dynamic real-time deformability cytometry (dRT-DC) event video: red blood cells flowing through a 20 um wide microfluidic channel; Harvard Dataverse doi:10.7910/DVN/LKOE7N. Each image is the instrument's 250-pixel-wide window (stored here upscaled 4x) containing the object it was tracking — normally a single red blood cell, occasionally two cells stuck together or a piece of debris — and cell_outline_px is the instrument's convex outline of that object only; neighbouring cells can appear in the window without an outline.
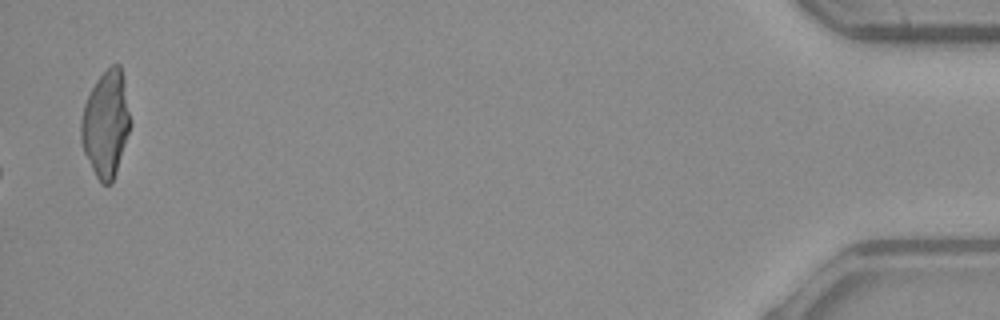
{"species": "common noctule bat (a hibernating species)", "species_latin": "Nyctalus noctula", "temperature_condition": "warm", "stored_images_in_passage": 55, "segment_of_instrument_passage": [2, 2], "camera_frame_rate_fps": 3000, "um_per_image_px": 0.085, "animal": {"sex": "male", "body_mass_g": 23.1, "forearm_length_mm": 52.7}, "frame": {"image": 1, "passage_image": 55, "time_ms": 18.0, "image_size_px": [1000, 320], "cell_outline_px": [[132, 124], [112, 184], [100, 184], [84, 152], [80, 140], [80, 120], [84, 104], [96, 80], [112, 64], [120, 64], [124, 80]], "centroid_in_image_um": [9.01, 10.54], "position_along_channel_um": 426.2, "area_um2": 30.63}}